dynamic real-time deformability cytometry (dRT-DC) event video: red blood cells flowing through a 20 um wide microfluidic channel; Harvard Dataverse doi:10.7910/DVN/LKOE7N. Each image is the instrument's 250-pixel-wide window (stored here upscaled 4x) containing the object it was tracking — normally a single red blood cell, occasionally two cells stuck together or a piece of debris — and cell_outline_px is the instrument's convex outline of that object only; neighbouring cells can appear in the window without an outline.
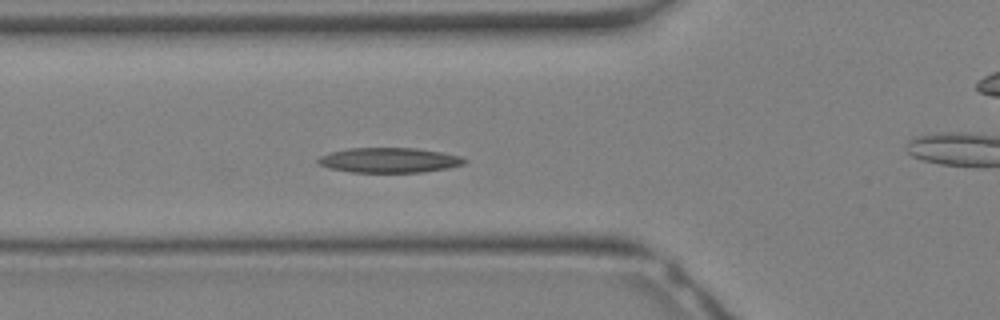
{"species": "Egyptian fruit bat (a non-hibernating species)", "species_latin": "Rousettus aegyptiacus", "temperature_condition": "warm", "stored_images_in_passage": 23, "camera_frame_rate_fps": 3000, "um_per_image_px": 0.085, "animal": {"sex": "female"}, "frame": {"image": 1, "passage_image": 4, "time_ms": 1.0, "image_size_px": [1000, 320], "cell_outline_px": [[468, 160], [464, 164], [448, 168], [420, 172], [348, 172], [328, 168], [320, 164], [316, 160], [320, 156], [332, 152], [348, 148], [416, 148], [440, 152], [460, 156]], "centroid_in_image_um": [33.07, 13.62], "position_along_channel_um": 92.7, "area_um2": 21.21}}
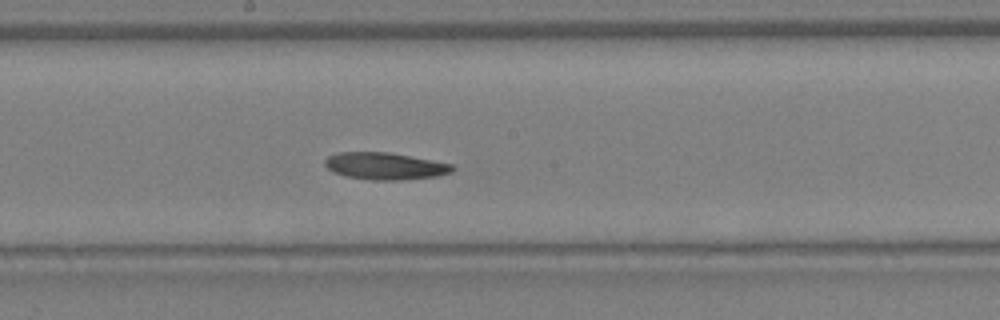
{"frame": {"image": 2, "passage_image": 10, "time_ms": 3.0, "image_size_px": [1000, 320], "cell_outline_px": [[456, 168], [452, 172], [436, 176], [404, 180], [372, 180], [344, 176], [332, 172], [324, 164], [324, 160], [328, 156], [340, 152], [388, 152], [432, 160], [452, 164]], "centroid_in_image_um": [32.72, 14.12], "position_along_channel_um": 215.5, "area_um2": 20.17}}
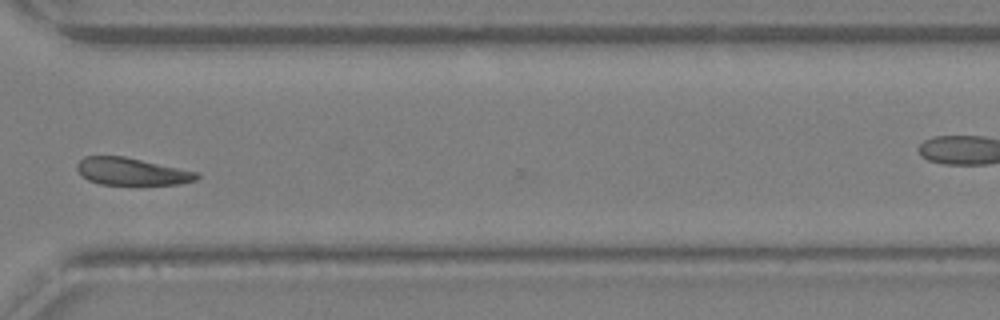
{"frame": {"image": 3, "passage_image": 17, "time_ms": 5.333, "image_size_px": [1000, 320], "cell_outline_px": [[200, 176], [196, 180], [180, 184], [136, 188], [100, 184], [88, 180], [76, 168], [76, 164], [84, 156], [124, 156], [196, 172]], "centroid_in_image_um": [11.2, 14.64], "position_along_channel_um": 359.4, "area_um2": 19.88}}